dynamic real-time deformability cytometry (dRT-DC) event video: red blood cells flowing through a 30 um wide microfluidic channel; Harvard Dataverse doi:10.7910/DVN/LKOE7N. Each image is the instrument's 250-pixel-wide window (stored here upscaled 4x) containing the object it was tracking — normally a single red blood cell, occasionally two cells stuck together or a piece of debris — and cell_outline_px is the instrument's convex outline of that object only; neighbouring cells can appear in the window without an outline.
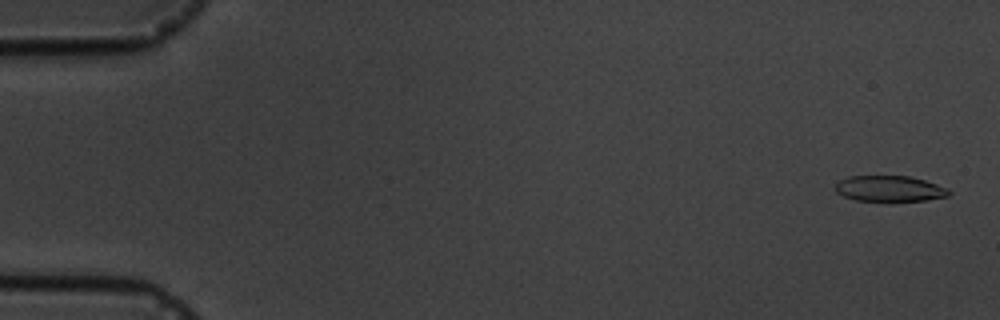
{"species": "common noctule bat (a hibernating species)", "species_latin": "Nyctalus noctula", "temperature_condition": "cold", "stored_images_in_passage": 5, "camera_frame_rate_fps": 3000, "um_per_image_px": 0.085, "animal": {"sex": "male", "body_mass_g": 19.5, "forearm_length_mm": 54.6}, "frame": {"image": 1, "passage_image": 1, "time_ms": 0.0, "image_size_px": [1000, 320], "cell_outline_px": [[952, 192], [948, 196], [924, 200], [892, 204], [856, 200], [844, 196], [836, 192], [836, 184], [840, 180], [848, 176], [908, 176], [924, 180], [948, 188]], "centroid_in_image_um": [75.63, 16.08], "position_along_channel_um": 9.4, "area_um2": 17.74}}
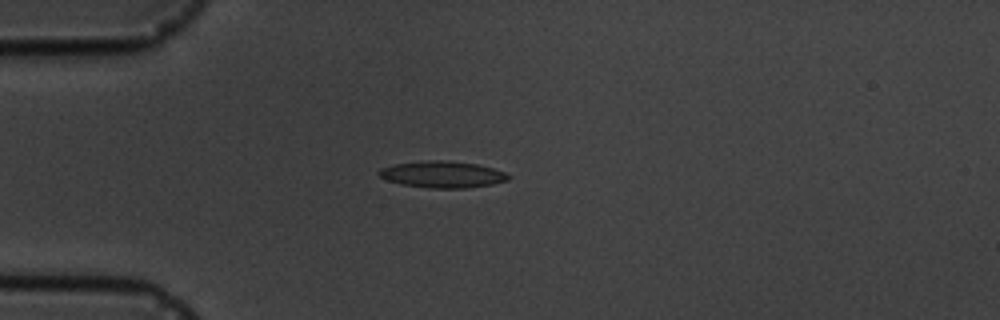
{"frame": {"image": 2, "passage_image": 5, "time_ms": 4.333, "image_size_px": [1000, 320], "cell_outline_px": [[512, 176], [508, 180], [492, 184], [464, 188], [428, 188], [400, 184], [388, 180], [380, 176], [376, 172], [380, 168], [396, 164], [428, 160], [448, 160], [476, 164], [492, 168], [504, 172]], "centroid_in_image_um": [37.6, 14.82], "position_along_channel_um": 47.4, "area_um2": 20.0}}